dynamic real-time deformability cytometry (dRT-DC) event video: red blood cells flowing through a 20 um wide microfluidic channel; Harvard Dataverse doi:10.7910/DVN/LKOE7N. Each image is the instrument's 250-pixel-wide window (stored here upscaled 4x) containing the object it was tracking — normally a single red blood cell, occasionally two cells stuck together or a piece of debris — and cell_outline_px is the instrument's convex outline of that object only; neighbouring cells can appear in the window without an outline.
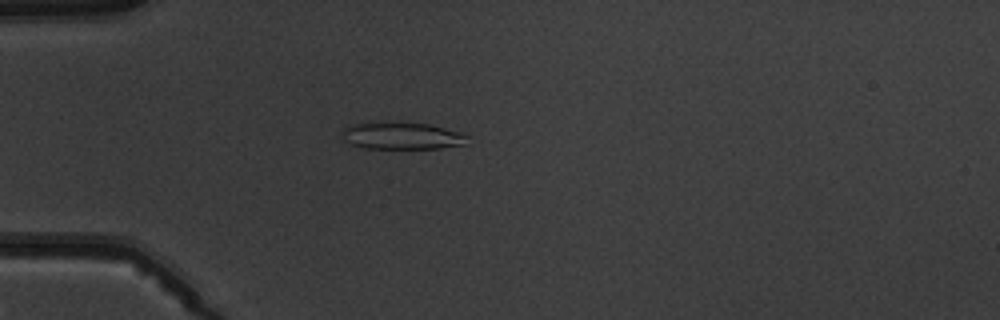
{"species": "common noctule bat (a hibernating species)", "species_latin": "Nyctalus noctula", "temperature_condition": "warm", "stored_images_in_passage": 5, "camera_frame_rate_fps": 3000, "um_per_image_px": 0.085, "animal": {"sex": "male", "body_mass_g": 19.5, "forearm_length_mm": 54.6}, "frame": {"image": 1, "passage_image": 5, "time_ms": 4.667, "image_size_px": [1000, 320], "cell_outline_px": [[468, 144], [440, 148], [364, 148], [348, 144], [340, 136], [344, 128], [352, 124], [400, 120], [428, 124], [464, 132], [468, 136]], "centroid_in_image_um": [34.17, 11.52], "position_along_channel_um": 50.8, "area_um2": 20.52}}